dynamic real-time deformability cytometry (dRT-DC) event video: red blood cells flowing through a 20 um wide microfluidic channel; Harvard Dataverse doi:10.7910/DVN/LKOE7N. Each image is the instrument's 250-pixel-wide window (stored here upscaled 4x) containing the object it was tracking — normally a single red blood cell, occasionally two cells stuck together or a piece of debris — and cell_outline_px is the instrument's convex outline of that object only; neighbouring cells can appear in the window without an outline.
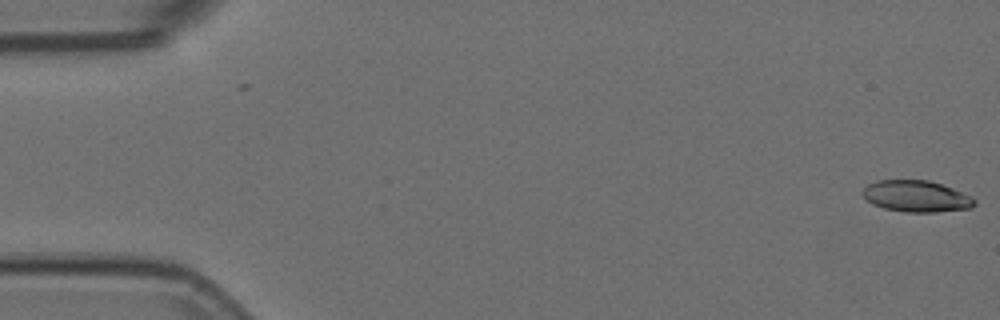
{"species": "Egyptian fruit bat (a non-hibernating species)", "species_latin": "Rousettus aegyptiacus", "temperature_condition": "room temperature", "stored_images_in_passage": 7, "camera_frame_rate_fps": 3000, "um_per_image_px": 0.085, "animal": {"sex": "female"}, "frame": {"image": 1, "passage_image": 1, "time_ms": 0.0, "image_size_px": [1000, 320], "cell_outline_px": [[976, 204], [972, 208], [936, 212], [904, 212], [884, 208], [872, 204], [860, 192], [868, 184], [876, 180], [928, 180], [952, 188], [972, 196], [976, 200]], "centroid_in_image_um": [77.89, 16.68], "position_along_channel_um": 7.1, "area_um2": 20.58}}
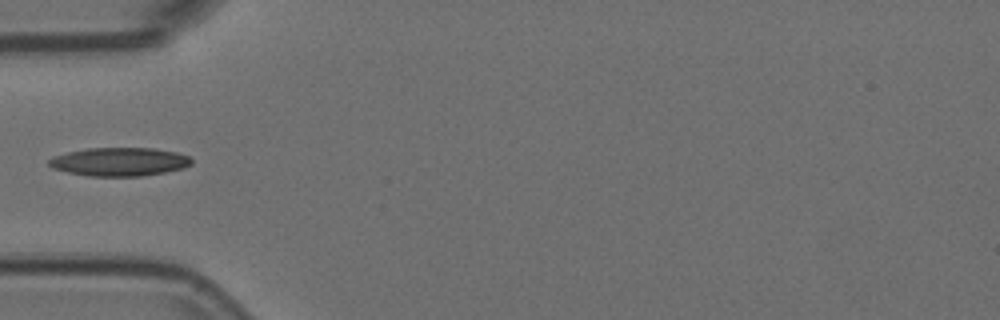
{"frame": {"image": 2, "passage_image": 6, "time_ms": 1.667, "image_size_px": [1000, 320], "cell_outline_px": [[192, 164], [184, 168], [164, 172], [140, 176], [88, 176], [68, 172], [52, 168], [48, 164], [48, 160], [52, 156], [68, 152], [88, 148], [156, 148], [176, 152], [188, 156], [192, 160]], "centroid_in_image_um": [10.14, 13.74], "position_along_channel_um": 74.9, "area_um2": 23.7}}
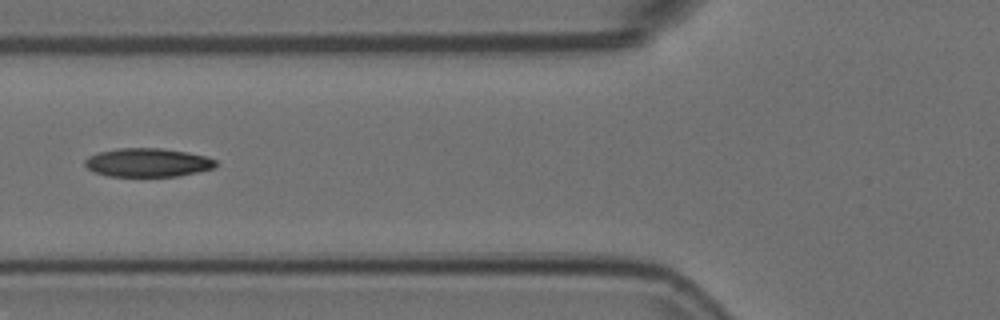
{"frame": {"image": 3, "passage_image": 7, "time_ms": 2.0, "image_size_px": [1000, 320], "cell_outline_px": [[216, 168], [180, 176], [108, 176], [92, 172], [84, 164], [84, 160], [88, 156], [100, 152], [116, 148], [160, 148], [188, 152], [208, 156], [216, 160]], "centroid_in_image_um": [12.57, 13.82], "position_along_channel_um": 113.2, "area_um2": 22.08}}